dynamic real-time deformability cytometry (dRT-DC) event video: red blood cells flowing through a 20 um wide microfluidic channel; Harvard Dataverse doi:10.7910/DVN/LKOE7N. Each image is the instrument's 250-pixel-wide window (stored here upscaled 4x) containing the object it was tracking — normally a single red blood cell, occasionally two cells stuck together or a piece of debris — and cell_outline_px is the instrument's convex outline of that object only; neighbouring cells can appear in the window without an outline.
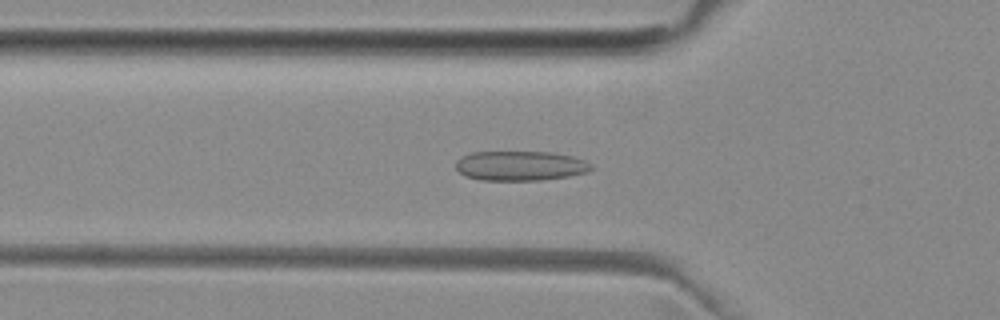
{"species": "common noctule bat (a hibernating species)", "species_latin": "Nyctalus noctula", "temperature_condition": "room temperature", "stored_images_in_passage": 37, "camera_frame_rate_fps": 3000, "um_per_image_px": 0.085, "animal": {"sex": "female", "body_mass_g": 29.2, "forearm_length_mm": 56.3}, "frame": {"image": 1, "passage_image": 3, "time_ms": 0.667, "image_size_px": [1000, 320], "cell_outline_px": [[596, 168], [588, 172], [568, 176], [540, 180], [480, 180], [464, 176], [456, 168], [456, 160], [460, 156], [472, 152], [552, 152], [572, 156], [584, 160], [592, 164]], "centroid_in_image_um": [44.23, 14.09], "position_along_channel_um": 81.6, "area_um2": 23.64}}
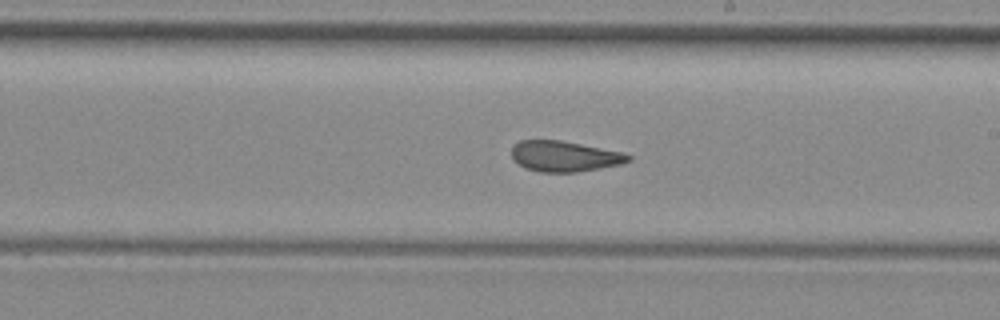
{"frame": {"image": 2, "passage_image": 15, "time_ms": 4.667, "image_size_px": [1000, 320], "cell_outline_px": [[632, 160], [620, 164], [600, 168], [576, 172], [540, 172], [524, 168], [512, 160], [512, 144], [520, 140], [560, 140], [620, 152], [632, 156]], "centroid_in_image_um": [47.92, 13.29], "position_along_channel_um": 241.1, "area_um2": 20.81}}
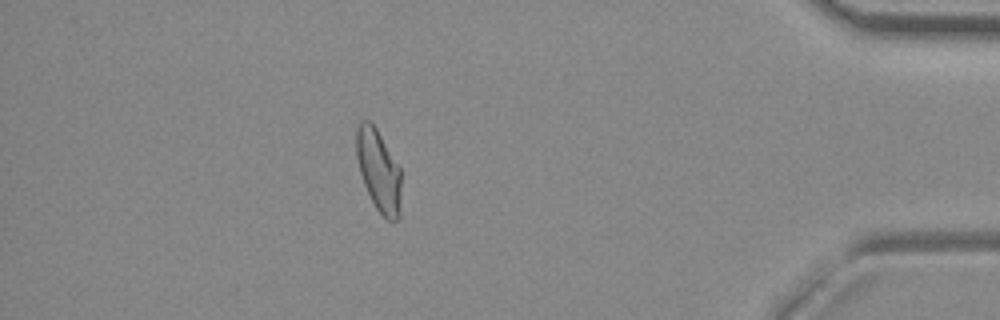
{"frame": {"image": 3, "passage_image": 31, "time_ms": 10.0, "image_size_px": [1000, 320], "cell_outline_px": [[400, 216], [396, 220], [388, 220], [376, 208], [364, 184], [360, 172], [356, 156], [356, 128], [360, 120], [368, 120], [376, 128], [400, 168]], "centroid_in_image_um": [32.17, 14.47], "position_along_channel_um": 403.0, "area_um2": 21.1}, "authors_computed_cell_mechanics": {"area_um2": 21.7906, "velocity_mm_per_s": 3.9733, "shape_relaxation_time_tau1_ms": null, "shape_relaxation_time_tau2_ms": 1.6388, "deformation_change_tau1": null, "deformation_change_tau2": 0.0758}}